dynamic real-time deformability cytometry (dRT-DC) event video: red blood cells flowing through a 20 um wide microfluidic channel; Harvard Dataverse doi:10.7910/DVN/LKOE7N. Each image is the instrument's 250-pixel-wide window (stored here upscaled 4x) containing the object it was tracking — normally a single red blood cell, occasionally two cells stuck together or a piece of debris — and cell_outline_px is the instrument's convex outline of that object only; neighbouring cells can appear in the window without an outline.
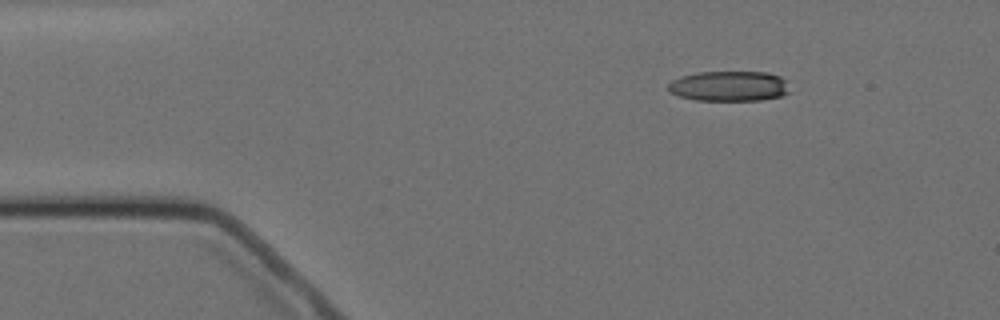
{"species": "Egyptian fruit bat (a non-hibernating species)", "species_latin": "Rousettus aegyptiacus", "temperature_condition": "cold", "stored_images_in_passage": 9, "camera_frame_rate_fps": 3000, "um_per_image_px": 0.085, "animal": {"sex": "female"}, "frame": {"image": 1, "passage_image": 1, "time_ms": 0.0, "image_size_px": [1000, 320], "cell_outline_px": [[792, 92], [780, 96], [760, 100], [696, 100], [680, 96], [668, 92], [668, 84], [672, 80], [680, 76], [696, 72], [768, 72], [780, 76], [784, 80]], "centroid_in_image_um": [61.97, 7.31], "position_along_channel_um": 23.0, "area_um2": 21.5}}
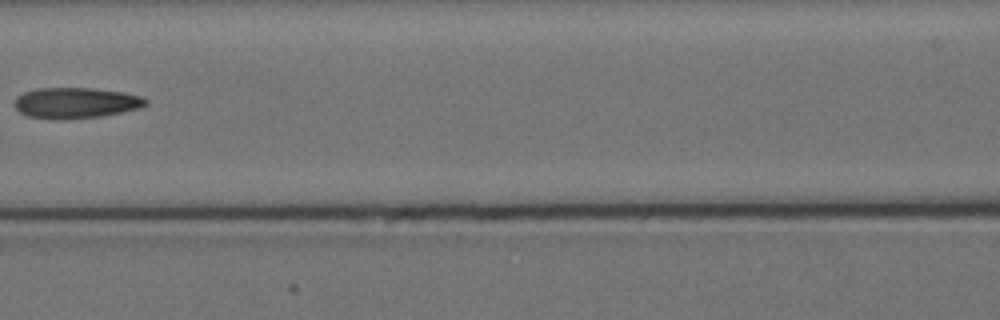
{"frame": {"image": 2, "passage_image": 6, "time_ms": 5.667, "image_size_px": [1000, 320], "cell_outline_px": [[148, 104], [140, 108], [100, 116], [60, 120], [28, 116], [20, 112], [12, 104], [16, 96], [24, 92], [36, 88], [92, 88], [124, 92], [144, 96], [148, 100]], "centroid_in_image_um": [6.44, 8.74], "position_along_channel_um": 160.2, "area_um2": 23.76}}
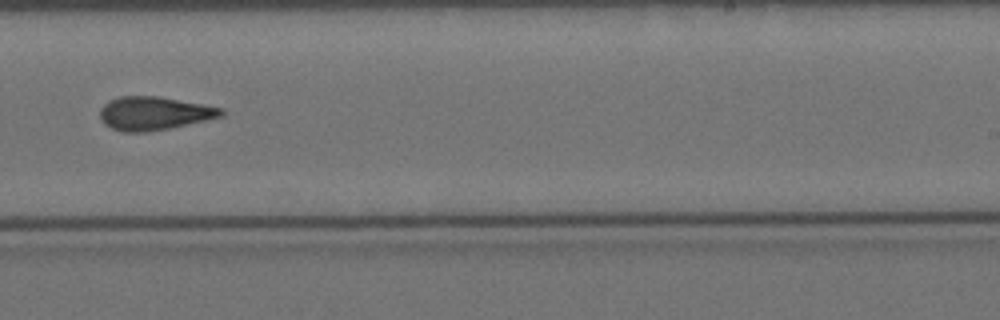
{"frame": {"image": 3, "passage_image": 9, "time_ms": 9.0, "image_size_px": [1000, 320], "cell_outline_px": [[224, 116], [168, 128], [144, 132], [124, 132], [112, 128], [104, 124], [100, 116], [100, 108], [108, 100], [120, 96], [156, 96], [224, 108]], "centroid_in_image_um": [13.07, 9.63], "position_along_channel_um": 275.9, "area_um2": 23.41}}